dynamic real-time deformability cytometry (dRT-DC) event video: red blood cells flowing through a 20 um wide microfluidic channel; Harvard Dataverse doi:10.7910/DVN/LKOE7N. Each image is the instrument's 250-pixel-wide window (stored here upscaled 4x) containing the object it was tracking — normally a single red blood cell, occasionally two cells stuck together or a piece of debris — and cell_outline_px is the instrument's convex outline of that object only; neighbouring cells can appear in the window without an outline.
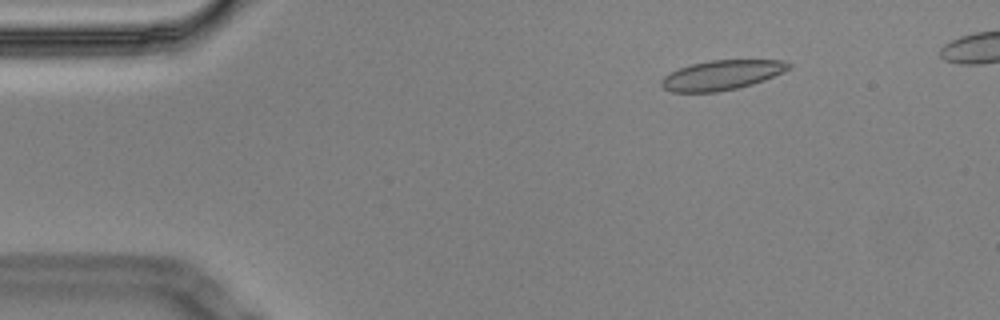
{"species": "Egyptian fruit bat (a non-hibernating species)", "species_latin": "Rousettus aegyptiacus", "temperature_condition": "cold", "stored_images_in_passage": 6, "camera_frame_rate_fps": 3000, "um_per_image_px": 0.085, "animal": {"sex": "male"}, "frame": {"image": 1, "passage_image": 3, "time_ms": 0.667, "image_size_px": [1000, 320], "cell_outline_px": [[792, 68], [764, 80], [752, 84], [736, 88], [716, 92], [672, 92], [664, 88], [660, 84], [660, 80], [664, 76], [680, 68], [692, 64], [712, 60], [784, 60], [792, 64]], "centroid_in_image_um": [61.37, 6.38], "position_along_channel_um": 23.6, "area_um2": 21.91}}